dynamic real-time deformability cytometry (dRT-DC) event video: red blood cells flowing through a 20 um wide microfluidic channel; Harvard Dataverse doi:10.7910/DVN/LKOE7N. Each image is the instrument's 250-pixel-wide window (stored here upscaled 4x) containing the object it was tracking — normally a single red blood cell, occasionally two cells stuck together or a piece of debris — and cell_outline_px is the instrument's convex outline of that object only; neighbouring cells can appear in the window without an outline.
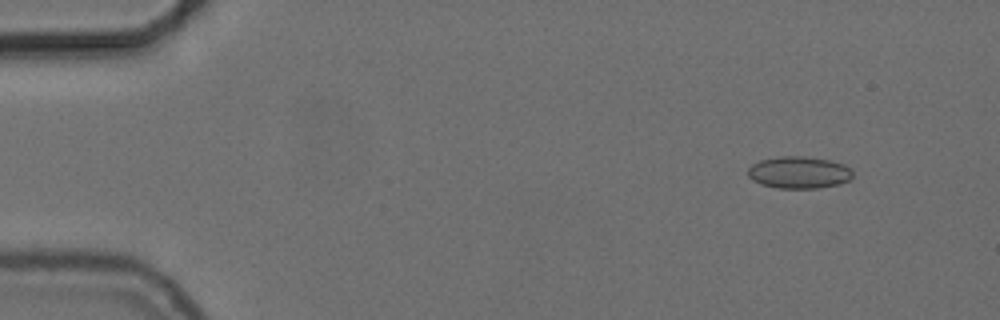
{"species": "common noctule bat (a hibernating species)", "species_latin": "Nyctalus noctula", "temperature_condition": "cold", "stored_images_in_passage": 36, "camera_frame_rate_fps": 3000, "um_per_image_px": 0.085, "animal": {"sex": "female", "body_mass_g": 24.6, "forearm_length_mm": 56.2}, "frame": {"image": 1, "passage_image": 2, "time_ms": 0.333, "image_size_px": [1000, 320], "cell_outline_px": [[852, 176], [848, 180], [840, 184], [816, 188], [776, 188], [760, 184], [752, 180], [748, 176], [748, 168], [752, 164], [760, 160], [784, 156], [804, 156], [828, 160], [844, 164], [852, 172]], "centroid_in_image_um": [67.88, 14.66], "position_along_channel_um": 17.1, "area_um2": 19.48}}
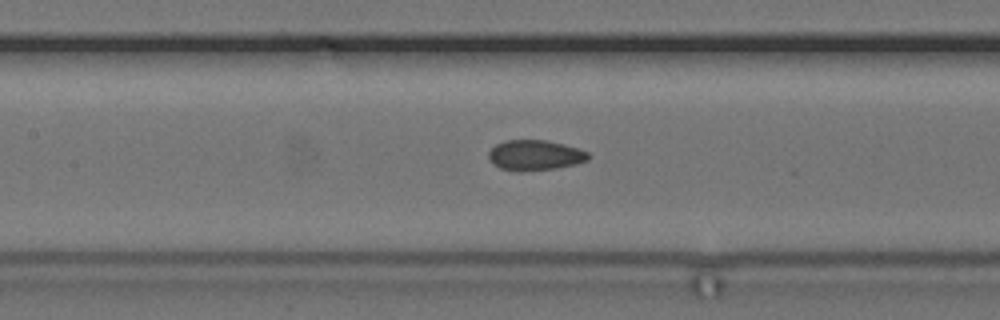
{"frame": {"image": 2, "passage_image": 22, "time_ms": 7.0, "image_size_px": [1000, 320], "cell_outline_px": [[592, 156], [588, 160], [576, 164], [556, 168], [520, 172], [516, 172], [500, 168], [488, 156], [488, 152], [496, 144], [504, 140], [548, 140], [580, 148], [588, 152]], "centroid_in_image_um": [45.52, 13.19], "position_along_channel_um": 161.9, "area_um2": 17.8}}
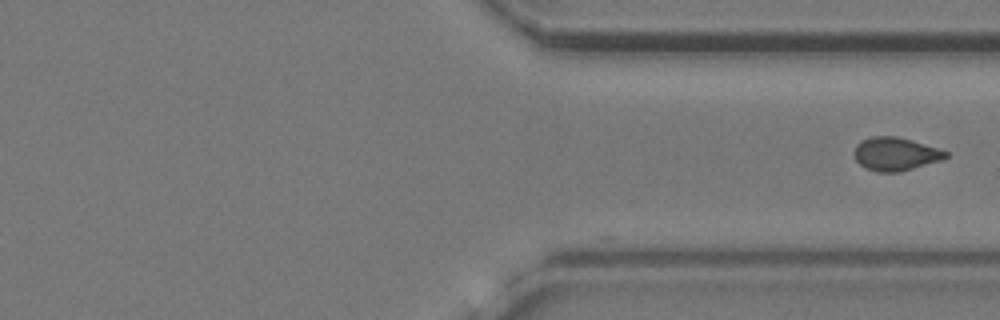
{"frame": {"image": 3, "passage_image": 36, "time_ms": 11.667, "image_size_px": [1000, 320], "cell_outline_px": [[948, 156], [940, 160], [900, 172], [876, 172], [864, 168], [856, 160], [856, 144], [860, 140], [872, 136], [896, 136], [912, 140], [948, 152]], "centroid_in_image_um": [76.09, 13.09], "position_along_channel_um": 335.3, "area_um2": 17.57}}